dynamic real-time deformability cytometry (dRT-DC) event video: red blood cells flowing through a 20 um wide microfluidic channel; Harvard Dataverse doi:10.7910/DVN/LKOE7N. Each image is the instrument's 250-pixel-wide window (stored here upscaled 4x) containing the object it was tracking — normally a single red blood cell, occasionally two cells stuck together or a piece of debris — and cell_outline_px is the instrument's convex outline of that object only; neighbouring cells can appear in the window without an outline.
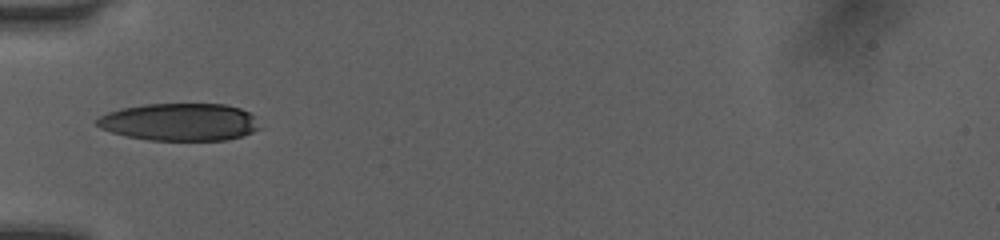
{"species": "human", "species_latin": "Homo sapiens", "temperature_condition": "room temperature", "stored_images_in_passage": 8, "camera_frame_rate_fps": 3000, "um_per_image_px": 0.085, "donor": {"sex": "female"}, "frame": {"image": 1, "passage_image": 1, "time_ms": 0.0, "image_size_px": [1000, 240], "cell_outline_px": [[264, 128], [228, 140], [148, 140], [124, 136], [100, 128], [96, 124], [96, 120], [100, 116], [108, 112], [120, 108], [144, 104], [224, 104], [240, 108], [248, 112]], "centroid_in_image_um": [15.27, 10.37], "position_along_channel_um": 69.7, "area_um2": 35.72}}
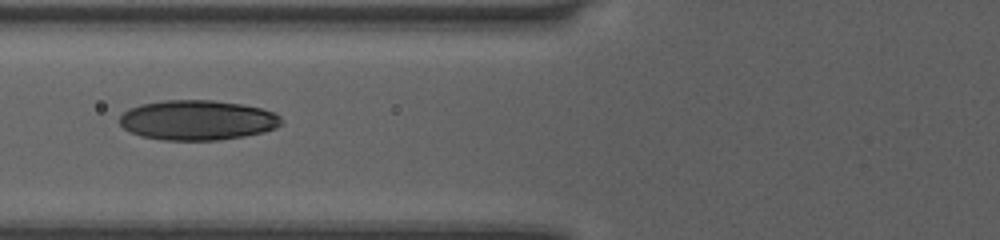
{"frame": {"image": 2, "passage_image": 4, "time_ms": 1.0, "image_size_px": [1000, 240], "cell_outline_px": [[284, 120], [276, 128], [264, 132], [244, 136], [220, 140], [164, 140], [140, 136], [124, 128], [120, 124], [120, 116], [128, 108], [140, 104], [164, 100], [212, 100], [240, 104], [260, 108], [272, 112], [280, 116]], "centroid_in_image_um": [16.77, 10.21], "position_along_channel_um": 109.0, "area_um2": 37.69}}
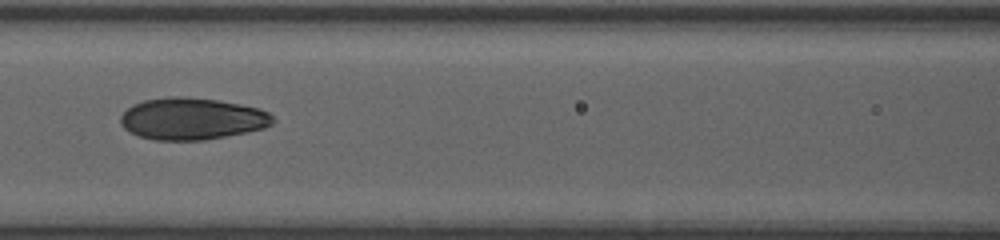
{"frame": {"image": 3, "passage_image": 6, "time_ms": 1.667, "image_size_px": [1000, 240], "cell_outline_px": [[276, 120], [272, 124], [264, 128], [204, 140], [156, 140], [140, 136], [124, 128], [120, 120], [120, 116], [132, 104], [144, 100], [168, 96], [180, 96], [216, 100], [240, 104], [260, 108], [268, 112]], "centroid_in_image_um": [16.32, 10.08], "position_along_channel_um": 150.3, "area_um2": 36.99}}